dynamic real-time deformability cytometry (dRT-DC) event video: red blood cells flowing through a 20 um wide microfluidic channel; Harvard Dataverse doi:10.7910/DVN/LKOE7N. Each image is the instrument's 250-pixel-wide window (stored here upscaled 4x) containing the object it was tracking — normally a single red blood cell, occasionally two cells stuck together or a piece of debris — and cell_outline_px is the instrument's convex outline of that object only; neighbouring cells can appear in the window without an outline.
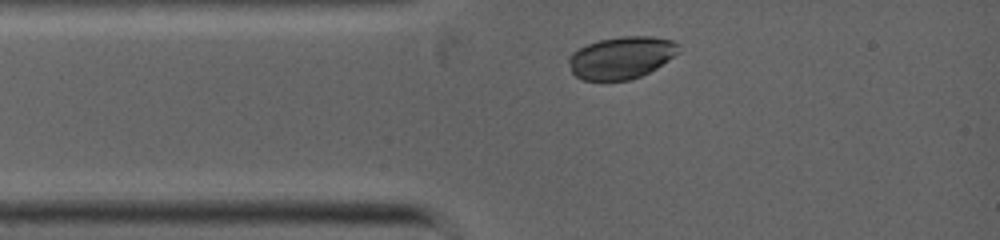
{"species": "common noctule bat (a hibernating species)", "species_latin": "Nyctalus noctula", "temperature_condition": "warm", "stored_images_in_passage": 5, "camera_frame_rate_fps": 5000, "um_per_image_px": 0.085, "animal": {"sex": "female", "body_mass_g": 19.0, "forearm_length_mm": 53.3}, "frame": {"image": 1, "passage_image": 1, "time_ms": 0.0, "image_size_px": [1000, 240], "cell_outline_px": [[680, 52], [656, 68], [640, 76], [628, 80], [584, 80], [576, 76], [572, 72], [568, 60], [568, 56], [572, 52], [588, 44], [600, 40], [620, 36], [652, 36], [672, 40], [680, 44]], "centroid_in_image_um": [52.83, 4.88], "position_along_channel_um": 32.2, "area_um2": 26.99}}